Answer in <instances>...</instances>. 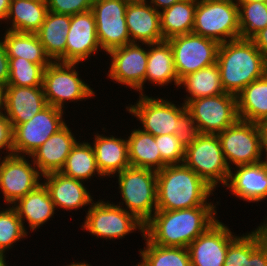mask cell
I'll use <instances>...</instances> for the list:
<instances>
[{"mask_svg": "<svg viewBox=\"0 0 267 266\" xmlns=\"http://www.w3.org/2000/svg\"><path fill=\"white\" fill-rule=\"evenodd\" d=\"M217 215V207L156 210L145 223L144 235L156 245L188 247L218 220Z\"/></svg>", "mask_w": 267, "mask_h": 266, "instance_id": "obj_1", "label": "cell"}, {"mask_svg": "<svg viewBox=\"0 0 267 266\" xmlns=\"http://www.w3.org/2000/svg\"><path fill=\"white\" fill-rule=\"evenodd\" d=\"M215 191L184 163L157 171V210L216 207L220 200L210 199Z\"/></svg>", "mask_w": 267, "mask_h": 266, "instance_id": "obj_2", "label": "cell"}, {"mask_svg": "<svg viewBox=\"0 0 267 266\" xmlns=\"http://www.w3.org/2000/svg\"><path fill=\"white\" fill-rule=\"evenodd\" d=\"M216 63L224 91L235 96L267 74V57L251 39L220 43Z\"/></svg>", "mask_w": 267, "mask_h": 266, "instance_id": "obj_3", "label": "cell"}, {"mask_svg": "<svg viewBox=\"0 0 267 266\" xmlns=\"http://www.w3.org/2000/svg\"><path fill=\"white\" fill-rule=\"evenodd\" d=\"M114 177L121 195L116 205L145 224L157 210V172L130 166Z\"/></svg>", "mask_w": 267, "mask_h": 266, "instance_id": "obj_4", "label": "cell"}, {"mask_svg": "<svg viewBox=\"0 0 267 266\" xmlns=\"http://www.w3.org/2000/svg\"><path fill=\"white\" fill-rule=\"evenodd\" d=\"M99 199L94 201L85 211L86 216L81 222V230L89 232L96 239L120 240L129 233H141L144 236L145 224L134 214L110 201ZM111 202V203H110Z\"/></svg>", "mask_w": 267, "mask_h": 266, "instance_id": "obj_5", "label": "cell"}, {"mask_svg": "<svg viewBox=\"0 0 267 266\" xmlns=\"http://www.w3.org/2000/svg\"><path fill=\"white\" fill-rule=\"evenodd\" d=\"M217 136L230 169L232 166L256 164L266 159L263 125L238 119Z\"/></svg>", "mask_w": 267, "mask_h": 266, "instance_id": "obj_6", "label": "cell"}, {"mask_svg": "<svg viewBox=\"0 0 267 266\" xmlns=\"http://www.w3.org/2000/svg\"><path fill=\"white\" fill-rule=\"evenodd\" d=\"M79 64L52 61L45 68L42 87L47 105L66 110L71 101L77 103L94 98V88L80 77Z\"/></svg>", "mask_w": 267, "mask_h": 266, "instance_id": "obj_7", "label": "cell"}, {"mask_svg": "<svg viewBox=\"0 0 267 266\" xmlns=\"http://www.w3.org/2000/svg\"><path fill=\"white\" fill-rule=\"evenodd\" d=\"M192 32L219 43L240 38L237 0H197Z\"/></svg>", "mask_w": 267, "mask_h": 266, "instance_id": "obj_8", "label": "cell"}, {"mask_svg": "<svg viewBox=\"0 0 267 266\" xmlns=\"http://www.w3.org/2000/svg\"><path fill=\"white\" fill-rule=\"evenodd\" d=\"M183 163L192 169L214 190L227 184L228 167L217 134L200 133L197 139L185 148Z\"/></svg>", "mask_w": 267, "mask_h": 266, "instance_id": "obj_9", "label": "cell"}, {"mask_svg": "<svg viewBox=\"0 0 267 266\" xmlns=\"http://www.w3.org/2000/svg\"><path fill=\"white\" fill-rule=\"evenodd\" d=\"M129 104L125 106L126 112L142 124L139 129L153 136L175 134L179 117L187 110L183 102L176 105L168 98L146 94L139 95L134 104Z\"/></svg>", "mask_w": 267, "mask_h": 266, "instance_id": "obj_10", "label": "cell"}, {"mask_svg": "<svg viewBox=\"0 0 267 266\" xmlns=\"http://www.w3.org/2000/svg\"><path fill=\"white\" fill-rule=\"evenodd\" d=\"M173 51L175 69L180 80L188 74L216 63L220 43L195 33L167 40Z\"/></svg>", "mask_w": 267, "mask_h": 266, "instance_id": "obj_11", "label": "cell"}, {"mask_svg": "<svg viewBox=\"0 0 267 266\" xmlns=\"http://www.w3.org/2000/svg\"><path fill=\"white\" fill-rule=\"evenodd\" d=\"M186 108L202 134H219L239 119L237 96L229 93L190 100Z\"/></svg>", "mask_w": 267, "mask_h": 266, "instance_id": "obj_12", "label": "cell"}, {"mask_svg": "<svg viewBox=\"0 0 267 266\" xmlns=\"http://www.w3.org/2000/svg\"><path fill=\"white\" fill-rule=\"evenodd\" d=\"M65 113V110L47 105L26 123L16 125L13 128V154L31 156L67 123Z\"/></svg>", "mask_w": 267, "mask_h": 266, "instance_id": "obj_13", "label": "cell"}, {"mask_svg": "<svg viewBox=\"0 0 267 266\" xmlns=\"http://www.w3.org/2000/svg\"><path fill=\"white\" fill-rule=\"evenodd\" d=\"M147 47L148 44L131 42L108 51L106 55H109L111 60L107 73L108 79L143 95L148 58Z\"/></svg>", "mask_w": 267, "mask_h": 266, "instance_id": "obj_14", "label": "cell"}, {"mask_svg": "<svg viewBox=\"0 0 267 266\" xmlns=\"http://www.w3.org/2000/svg\"><path fill=\"white\" fill-rule=\"evenodd\" d=\"M29 159L30 156L16 154L0 158V194L5 206H12L42 183V175Z\"/></svg>", "mask_w": 267, "mask_h": 266, "instance_id": "obj_15", "label": "cell"}, {"mask_svg": "<svg viewBox=\"0 0 267 266\" xmlns=\"http://www.w3.org/2000/svg\"><path fill=\"white\" fill-rule=\"evenodd\" d=\"M129 0H93L91 11L96 22L99 44L105 54L117 47L131 43L126 24Z\"/></svg>", "mask_w": 267, "mask_h": 266, "instance_id": "obj_16", "label": "cell"}, {"mask_svg": "<svg viewBox=\"0 0 267 266\" xmlns=\"http://www.w3.org/2000/svg\"><path fill=\"white\" fill-rule=\"evenodd\" d=\"M237 237L218 219L187 247L191 266H224L228 246Z\"/></svg>", "mask_w": 267, "mask_h": 266, "instance_id": "obj_17", "label": "cell"}, {"mask_svg": "<svg viewBox=\"0 0 267 266\" xmlns=\"http://www.w3.org/2000/svg\"><path fill=\"white\" fill-rule=\"evenodd\" d=\"M66 39V62L83 64L95 54L97 56L99 50L102 51L91 10L71 15Z\"/></svg>", "mask_w": 267, "mask_h": 266, "instance_id": "obj_18", "label": "cell"}, {"mask_svg": "<svg viewBox=\"0 0 267 266\" xmlns=\"http://www.w3.org/2000/svg\"><path fill=\"white\" fill-rule=\"evenodd\" d=\"M223 188L244 202L259 203L267 200V159L256 164L232 167Z\"/></svg>", "mask_w": 267, "mask_h": 266, "instance_id": "obj_19", "label": "cell"}, {"mask_svg": "<svg viewBox=\"0 0 267 266\" xmlns=\"http://www.w3.org/2000/svg\"><path fill=\"white\" fill-rule=\"evenodd\" d=\"M42 179L57 211H77L86 206L89 208L94 202L93 194L89 192L84 181L67 177L61 172L46 174Z\"/></svg>", "mask_w": 267, "mask_h": 266, "instance_id": "obj_20", "label": "cell"}, {"mask_svg": "<svg viewBox=\"0 0 267 266\" xmlns=\"http://www.w3.org/2000/svg\"><path fill=\"white\" fill-rule=\"evenodd\" d=\"M106 128L103 127V134L99 132H93V142L90 144L93 147L97 167L105 178H112L116 174L120 173L124 169L130 167L128 141L126 137H116L112 135H105L107 133ZM111 176V177H110Z\"/></svg>", "mask_w": 267, "mask_h": 266, "instance_id": "obj_21", "label": "cell"}, {"mask_svg": "<svg viewBox=\"0 0 267 266\" xmlns=\"http://www.w3.org/2000/svg\"><path fill=\"white\" fill-rule=\"evenodd\" d=\"M69 126L66 123L30 156L42 176L60 172L72 147L79 140V138L76 139L77 137Z\"/></svg>", "mask_w": 267, "mask_h": 266, "instance_id": "obj_22", "label": "cell"}, {"mask_svg": "<svg viewBox=\"0 0 267 266\" xmlns=\"http://www.w3.org/2000/svg\"><path fill=\"white\" fill-rule=\"evenodd\" d=\"M125 18L131 42L151 44L164 40L160 12L146 0L129 1Z\"/></svg>", "mask_w": 267, "mask_h": 266, "instance_id": "obj_23", "label": "cell"}, {"mask_svg": "<svg viewBox=\"0 0 267 266\" xmlns=\"http://www.w3.org/2000/svg\"><path fill=\"white\" fill-rule=\"evenodd\" d=\"M46 106L43 87L6 86L5 115L12 128L26 123Z\"/></svg>", "mask_w": 267, "mask_h": 266, "instance_id": "obj_24", "label": "cell"}, {"mask_svg": "<svg viewBox=\"0 0 267 266\" xmlns=\"http://www.w3.org/2000/svg\"><path fill=\"white\" fill-rule=\"evenodd\" d=\"M12 206L16 209L25 231L29 234L43 227L51 218H55L54 214H56L55 205L43 183ZM26 227H29L31 232Z\"/></svg>", "mask_w": 267, "mask_h": 266, "instance_id": "obj_25", "label": "cell"}, {"mask_svg": "<svg viewBox=\"0 0 267 266\" xmlns=\"http://www.w3.org/2000/svg\"><path fill=\"white\" fill-rule=\"evenodd\" d=\"M163 87L174 83L179 86V78L175 69L173 51L170 43L163 40L157 43L148 44V58L145 82L143 83V95L145 94V83Z\"/></svg>", "mask_w": 267, "mask_h": 266, "instance_id": "obj_26", "label": "cell"}, {"mask_svg": "<svg viewBox=\"0 0 267 266\" xmlns=\"http://www.w3.org/2000/svg\"><path fill=\"white\" fill-rule=\"evenodd\" d=\"M250 231L228 246L224 266H267V244L254 228Z\"/></svg>", "mask_w": 267, "mask_h": 266, "instance_id": "obj_27", "label": "cell"}, {"mask_svg": "<svg viewBox=\"0 0 267 266\" xmlns=\"http://www.w3.org/2000/svg\"><path fill=\"white\" fill-rule=\"evenodd\" d=\"M70 24L71 15L48 11L43 24L36 32L52 61L66 62V37Z\"/></svg>", "mask_w": 267, "mask_h": 266, "instance_id": "obj_28", "label": "cell"}, {"mask_svg": "<svg viewBox=\"0 0 267 266\" xmlns=\"http://www.w3.org/2000/svg\"><path fill=\"white\" fill-rule=\"evenodd\" d=\"M48 11L46 0H11L5 20L7 26L4 28L16 32L36 33Z\"/></svg>", "mask_w": 267, "mask_h": 266, "instance_id": "obj_29", "label": "cell"}, {"mask_svg": "<svg viewBox=\"0 0 267 266\" xmlns=\"http://www.w3.org/2000/svg\"><path fill=\"white\" fill-rule=\"evenodd\" d=\"M237 114L243 121L267 123V74L254 80L237 95Z\"/></svg>", "mask_w": 267, "mask_h": 266, "instance_id": "obj_30", "label": "cell"}, {"mask_svg": "<svg viewBox=\"0 0 267 266\" xmlns=\"http://www.w3.org/2000/svg\"><path fill=\"white\" fill-rule=\"evenodd\" d=\"M181 88L185 90L184 93H187L182 98L185 105L190 100L226 93L221 84L217 63L183 77L178 86V89Z\"/></svg>", "mask_w": 267, "mask_h": 266, "instance_id": "obj_31", "label": "cell"}, {"mask_svg": "<svg viewBox=\"0 0 267 266\" xmlns=\"http://www.w3.org/2000/svg\"><path fill=\"white\" fill-rule=\"evenodd\" d=\"M128 152L131 167L160 171L162 158L155 136L143 132L139 128L132 129L128 134Z\"/></svg>", "mask_w": 267, "mask_h": 266, "instance_id": "obj_32", "label": "cell"}, {"mask_svg": "<svg viewBox=\"0 0 267 266\" xmlns=\"http://www.w3.org/2000/svg\"><path fill=\"white\" fill-rule=\"evenodd\" d=\"M1 34L8 58H24L31 63L49 65L52 60L46 54L44 46L36 33L5 30Z\"/></svg>", "mask_w": 267, "mask_h": 266, "instance_id": "obj_33", "label": "cell"}, {"mask_svg": "<svg viewBox=\"0 0 267 266\" xmlns=\"http://www.w3.org/2000/svg\"><path fill=\"white\" fill-rule=\"evenodd\" d=\"M80 141L81 139L72 147L66 163L60 172L67 177L84 182L87 181V184L92 180L93 176L104 179L97 167L92 145L88 140L87 142L85 140Z\"/></svg>", "mask_w": 267, "mask_h": 266, "instance_id": "obj_34", "label": "cell"}, {"mask_svg": "<svg viewBox=\"0 0 267 266\" xmlns=\"http://www.w3.org/2000/svg\"><path fill=\"white\" fill-rule=\"evenodd\" d=\"M197 0H180L160 12L164 40L192 33Z\"/></svg>", "mask_w": 267, "mask_h": 266, "instance_id": "obj_35", "label": "cell"}, {"mask_svg": "<svg viewBox=\"0 0 267 266\" xmlns=\"http://www.w3.org/2000/svg\"><path fill=\"white\" fill-rule=\"evenodd\" d=\"M144 248L138 250L148 266H191L187 247H172L153 244L145 235Z\"/></svg>", "mask_w": 267, "mask_h": 266, "instance_id": "obj_36", "label": "cell"}, {"mask_svg": "<svg viewBox=\"0 0 267 266\" xmlns=\"http://www.w3.org/2000/svg\"><path fill=\"white\" fill-rule=\"evenodd\" d=\"M239 7L240 38L251 39L267 26V2L237 0Z\"/></svg>", "mask_w": 267, "mask_h": 266, "instance_id": "obj_37", "label": "cell"}, {"mask_svg": "<svg viewBox=\"0 0 267 266\" xmlns=\"http://www.w3.org/2000/svg\"><path fill=\"white\" fill-rule=\"evenodd\" d=\"M0 209V257L6 261L7 251L29 235L13 206L6 205V208Z\"/></svg>", "mask_w": 267, "mask_h": 266, "instance_id": "obj_38", "label": "cell"}, {"mask_svg": "<svg viewBox=\"0 0 267 266\" xmlns=\"http://www.w3.org/2000/svg\"><path fill=\"white\" fill-rule=\"evenodd\" d=\"M47 66L31 63L21 57L9 58L8 85L42 87L43 74Z\"/></svg>", "mask_w": 267, "mask_h": 266, "instance_id": "obj_39", "label": "cell"}, {"mask_svg": "<svg viewBox=\"0 0 267 266\" xmlns=\"http://www.w3.org/2000/svg\"><path fill=\"white\" fill-rule=\"evenodd\" d=\"M162 158V169L167 165L181 164L184 161L185 148L175 134L155 136Z\"/></svg>", "mask_w": 267, "mask_h": 266, "instance_id": "obj_40", "label": "cell"}, {"mask_svg": "<svg viewBox=\"0 0 267 266\" xmlns=\"http://www.w3.org/2000/svg\"><path fill=\"white\" fill-rule=\"evenodd\" d=\"M93 0H46L48 10L58 14L75 15L91 10Z\"/></svg>", "mask_w": 267, "mask_h": 266, "instance_id": "obj_41", "label": "cell"}, {"mask_svg": "<svg viewBox=\"0 0 267 266\" xmlns=\"http://www.w3.org/2000/svg\"><path fill=\"white\" fill-rule=\"evenodd\" d=\"M199 130L193 121L191 114L186 110L180 117L175 130V135L180 143L186 148L199 136Z\"/></svg>", "mask_w": 267, "mask_h": 266, "instance_id": "obj_42", "label": "cell"}, {"mask_svg": "<svg viewBox=\"0 0 267 266\" xmlns=\"http://www.w3.org/2000/svg\"><path fill=\"white\" fill-rule=\"evenodd\" d=\"M0 152V158L13 154V128L5 114L0 115Z\"/></svg>", "mask_w": 267, "mask_h": 266, "instance_id": "obj_43", "label": "cell"}, {"mask_svg": "<svg viewBox=\"0 0 267 266\" xmlns=\"http://www.w3.org/2000/svg\"><path fill=\"white\" fill-rule=\"evenodd\" d=\"M9 80V58L6 48L0 36V85L7 86Z\"/></svg>", "mask_w": 267, "mask_h": 266, "instance_id": "obj_44", "label": "cell"}, {"mask_svg": "<svg viewBox=\"0 0 267 266\" xmlns=\"http://www.w3.org/2000/svg\"><path fill=\"white\" fill-rule=\"evenodd\" d=\"M251 40L255 46L267 57V26L256 33Z\"/></svg>", "mask_w": 267, "mask_h": 266, "instance_id": "obj_45", "label": "cell"}, {"mask_svg": "<svg viewBox=\"0 0 267 266\" xmlns=\"http://www.w3.org/2000/svg\"><path fill=\"white\" fill-rule=\"evenodd\" d=\"M151 6H153L157 11L161 12L162 10L171 7L174 3L179 2L180 0H146Z\"/></svg>", "mask_w": 267, "mask_h": 266, "instance_id": "obj_46", "label": "cell"}, {"mask_svg": "<svg viewBox=\"0 0 267 266\" xmlns=\"http://www.w3.org/2000/svg\"><path fill=\"white\" fill-rule=\"evenodd\" d=\"M11 0H0V27L1 24L5 22L9 8H10Z\"/></svg>", "mask_w": 267, "mask_h": 266, "instance_id": "obj_47", "label": "cell"}, {"mask_svg": "<svg viewBox=\"0 0 267 266\" xmlns=\"http://www.w3.org/2000/svg\"><path fill=\"white\" fill-rule=\"evenodd\" d=\"M263 222L254 228L261 236L264 243L267 244V217L262 220Z\"/></svg>", "mask_w": 267, "mask_h": 266, "instance_id": "obj_48", "label": "cell"}, {"mask_svg": "<svg viewBox=\"0 0 267 266\" xmlns=\"http://www.w3.org/2000/svg\"><path fill=\"white\" fill-rule=\"evenodd\" d=\"M5 91L6 87L0 85V115L5 114Z\"/></svg>", "mask_w": 267, "mask_h": 266, "instance_id": "obj_49", "label": "cell"}, {"mask_svg": "<svg viewBox=\"0 0 267 266\" xmlns=\"http://www.w3.org/2000/svg\"><path fill=\"white\" fill-rule=\"evenodd\" d=\"M89 264L87 262H85V260L82 262V261H74V262H71L70 264H67V265H63V266H88Z\"/></svg>", "mask_w": 267, "mask_h": 266, "instance_id": "obj_50", "label": "cell"}, {"mask_svg": "<svg viewBox=\"0 0 267 266\" xmlns=\"http://www.w3.org/2000/svg\"><path fill=\"white\" fill-rule=\"evenodd\" d=\"M265 131V158L267 159V123L264 125Z\"/></svg>", "mask_w": 267, "mask_h": 266, "instance_id": "obj_51", "label": "cell"}, {"mask_svg": "<svg viewBox=\"0 0 267 266\" xmlns=\"http://www.w3.org/2000/svg\"><path fill=\"white\" fill-rule=\"evenodd\" d=\"M140 259L141 260L139 262H137L138 264H136L135 266H148L142 258H140Z\"/></svg>", "mask_w": 267, "mask_h": 266, "instance_id": "obj_52", "label": "cell"}, {"mask_svg": "<svg viewBox=\"0 0 267 266\" xmlns=\"http://www.w3.org/2000/svg\"><path fill=\"white\" fill-rule=\"evenodd\" d=\"M9 263H7L6 261H4L1 257H0V266H7Z\"/></svg>", "mask_w": 267, "mask_h": 266, "instance_id": "obj_53", "label": "cell"}]
</instances>
